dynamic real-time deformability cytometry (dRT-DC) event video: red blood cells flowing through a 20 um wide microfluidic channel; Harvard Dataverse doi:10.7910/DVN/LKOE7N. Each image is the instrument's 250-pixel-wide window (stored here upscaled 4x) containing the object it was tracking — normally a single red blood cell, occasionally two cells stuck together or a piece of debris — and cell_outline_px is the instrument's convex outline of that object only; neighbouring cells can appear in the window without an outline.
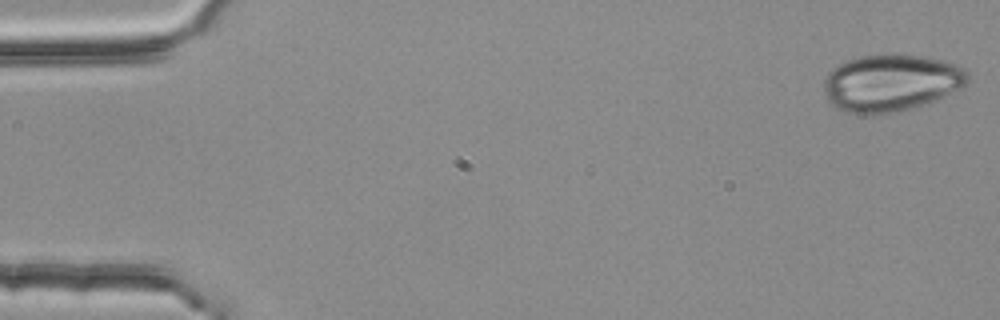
{"species": "common noctule bat (a hibernating species)", "species_latin": "Nyctalus noctula", "temperature_condition": "room temperature", "stored_images_in_passage": 5, "camera_frame_rate_fps": 3000, "um_per_image_px": 0.085, "animal": {"sex": "female", "body_mass_g": 25.1}, "frame": {"image": 1, "passage_image": 1, "time_ms": 0.0, "image_size_px": [1000, 320], "cell_outline_px": [[968, 80], [964, 84], [932, 100], [908, 108], [876, 116], [848, 112], [836, 108], [828, 100], [824, 92], [824, 80], [828, 72], [832, 68], [848, 60], [860, 56], [928, 56], [944, 60], [956, 64], [964, 68], [968, 72]], "centroid_in_image_um": [75.67, 7.05], "position_along_channel_um": 9.3, "area_um2": 46.88}}